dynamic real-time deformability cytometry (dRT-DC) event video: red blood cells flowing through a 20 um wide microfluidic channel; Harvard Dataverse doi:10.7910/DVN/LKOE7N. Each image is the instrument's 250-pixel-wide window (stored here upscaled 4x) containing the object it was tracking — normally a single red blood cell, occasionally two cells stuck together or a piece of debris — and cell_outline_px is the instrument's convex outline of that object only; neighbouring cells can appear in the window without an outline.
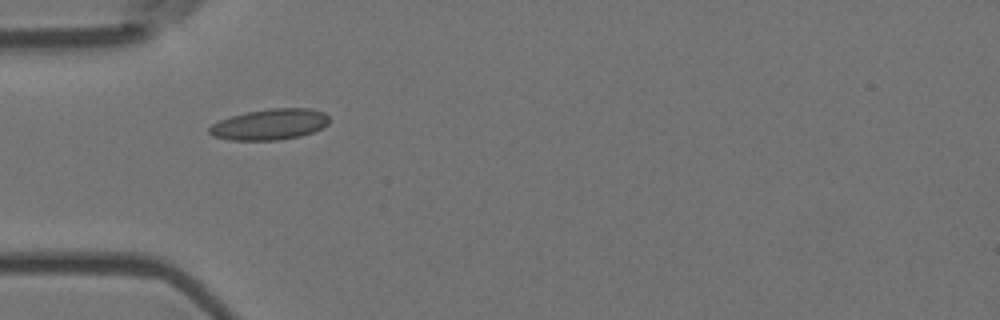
{"species": "Egyptian fruit bat (a non-hibernating species)", "species_latin": "Rousettus aegyptiacus", "temperature_condition": "room temperature", "stored_images_in_passage": 39, "camera_frame_rate_fps": 3000, "um_per_image_px": 0.085, "animal": {"sex": "female"}, "frame": {"image": 1, "passage_image": 1, "time_ms": 0.0, "image_size_px": [1000, 320], "cell_outline_px": [[328, 124], [312, 132], [300, 136], [280, 140], [228, 140], [212, 136], [208, 132], [208, 128], [212, 124], [220, 120], [232, 116], [248, 112], [268, 108], [308, 108], [324, 112], [328, 116]], "centroid_in_image_um": [22.91, 10.58], "position_along_channel_um": 62.1, "area_um2": 21.56}}
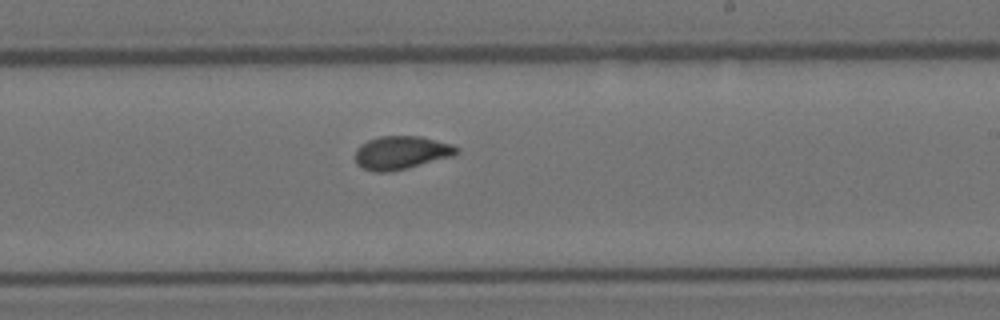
{"frame": {"image": 2, "passage_image": 17, "time_ms": 5.333, "image_size_px": [1000, 320], "cell_outline_px": [[460, 152], [452, 156], [408, 168], [388, 172], [372, 172], [356, 164], [356, 148], [360, 144], [368, 140], [380, 136], [420, 136], [452, 144], [460, 148]], "centroid_in_image_um": [34.11, 12.97], "position_along_channel_um": 254.9, "area_um2": 19.77}}
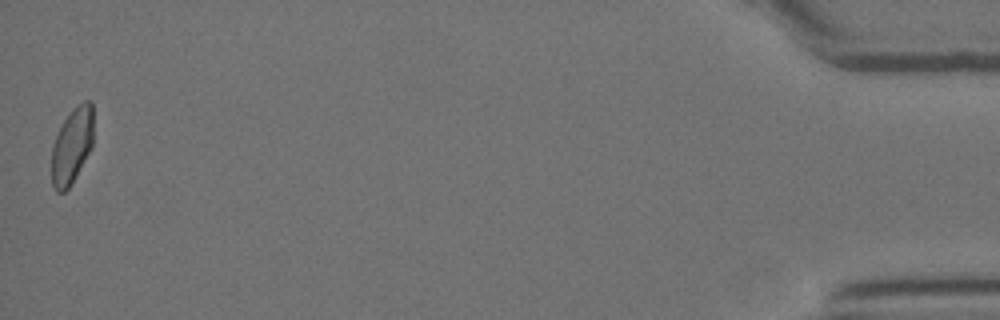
{"frame": {"image": 3, "passage_image": 39, "time_ms": 12.667, "image_size_px": [1000, 320], "cell_outline_px": [[92, 148], [68, 188], [64, 192], [56, 192], [52, 184], [52, 144], [64, 120], [72, 108], [76, 104], [84, 100], [92, 100]], "centroid_in_image_um": [6.11, 12.35], "position_along_channel_um": 429.1, "area_um2": 18.38}, "authors_computed_cell_mechanics": {"area_um2": 19.2474, "velocity_mm_per_s": 3.6463, "shape_relaxation_time_tau1_ms": 5.4028, "shape_relaxation_time_tau2_ms": 1.2085, "deformation_change_tau1": 0.1283, "deformation_change_tau2": 0.0477}}